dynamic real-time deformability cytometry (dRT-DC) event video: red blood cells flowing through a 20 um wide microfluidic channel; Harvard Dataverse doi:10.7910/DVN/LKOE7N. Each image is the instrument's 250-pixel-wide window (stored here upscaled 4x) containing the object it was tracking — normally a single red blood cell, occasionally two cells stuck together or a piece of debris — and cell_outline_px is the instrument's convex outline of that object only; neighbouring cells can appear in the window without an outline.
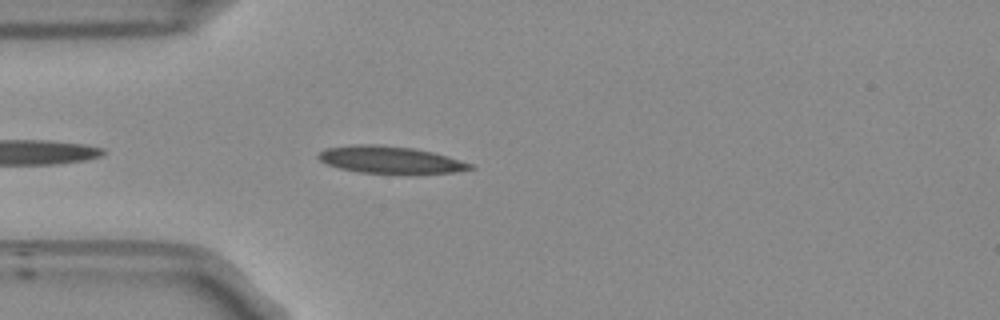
{"species": "Egyptian fruit bat (a non-hibernating species)", "species_latin": "Rousettus aegyptiacus", "temperature_condition": "room temperature", "stored_images_in_passage": 14, "camera_frame_rate_fps": 3000, "um_per_image_px": 0.085, "frame": {"image": 1, "passage_image": 3, "time_ms": 0.667, "image_size_px": [1000, 320], "cell_outline_px": [[476, 168], [452, 172], [360, 172], [340, 168], [328, 164], [320, 160], [316, 156], [320, 152], [328, 148], [356, 144], [376, 144], [412, 148], [432, 152], [448, 156], [472, 164]], "centroid_in_image_um": [33.15, 13.56], "position_along_channel_um": 51.9, "area_um2": 23.24}}
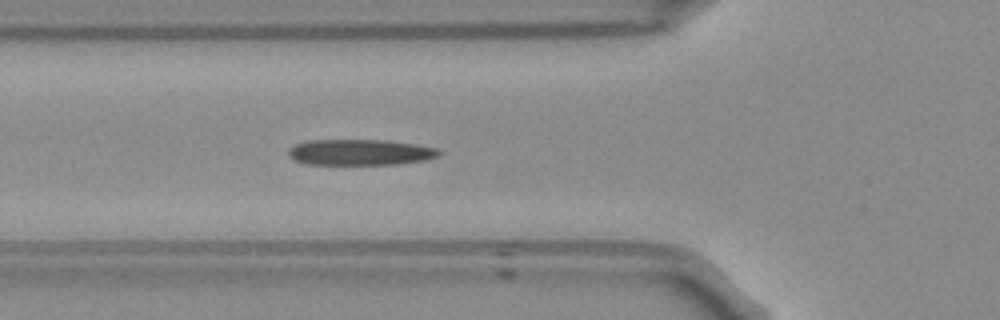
{"frame": {"image": 2, "passage_image": 7, "time_ms": 2.0, "image_size_px": [1000, 320], "cell_outline_px": [[440, 156], [424, 160], [400, 164], [308, 164], [296, 160], [288, 152], [296, 144], [308, 140], [388, 140], [416, 144], [436, 148], [440, 152]], "centroid_in_image_um": [30.68, 12.94], "position_along_channel_um": 95.1, "area_um2": 22.48}}
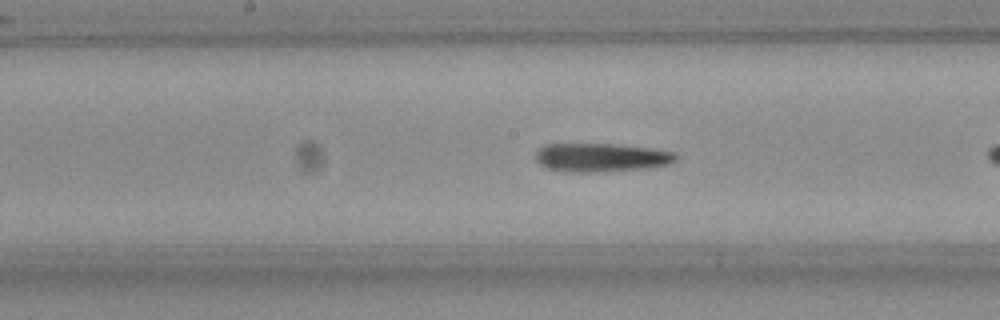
{"frame": {"image": 3, "passage_image": 12, "time_ms": 3.667, "image_size_px": [1000, 320], "cell_outline_px": [[676, 160], [668, 164], [644, 168], [592, 172], [568, 172], [548, 168], [540, 164], [536, 160], [536, 152], [544, 144], [612, 144], [648, 148], [676, 152]], "centroid_in_image_um": [51.06, 13.38], "position_along_channel_um": 197.1, "area_um2": 23.06}}